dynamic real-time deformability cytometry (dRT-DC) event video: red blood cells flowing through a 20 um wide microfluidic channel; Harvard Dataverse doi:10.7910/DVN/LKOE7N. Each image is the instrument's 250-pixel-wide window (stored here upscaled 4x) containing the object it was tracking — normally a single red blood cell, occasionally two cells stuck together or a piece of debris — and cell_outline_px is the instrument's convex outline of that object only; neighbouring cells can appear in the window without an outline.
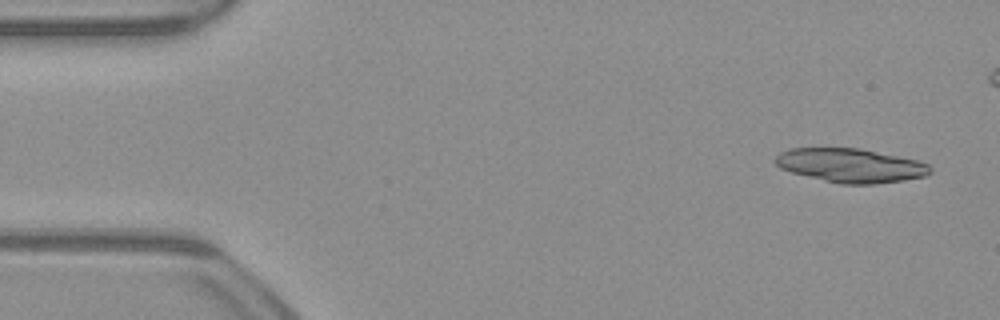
{"species": "common noctule bat (a hibernating species)", "species_latin": "Nyctalus noctula", "temperature_condition": "warm", "stored_images_in_passage": 53, "camera_frame_rate_fps": 3000, "um_per_image_px": 0.085, "animal": {"sex": "male", "body_mass_g": 23.1, "forearm_length_mm": 52.7}, "frame": {"image": 1, "passage_image": 3, "time_ms": 0.667, "image_size_px": [1000, 320], "cell_outline_px": [[932, 172], [924, 176], [904, 180], [872, 184], [840, 184], [792, 172], [780, 168], [772, 160], [780, 152], [792, 148], [860, 148], [916, 160], [928, 164], [932, 168]], "centroid_in_image_um": [72.29, 14.06], "position_along_channel_um": 12.7, "area_um2": 30.46}}
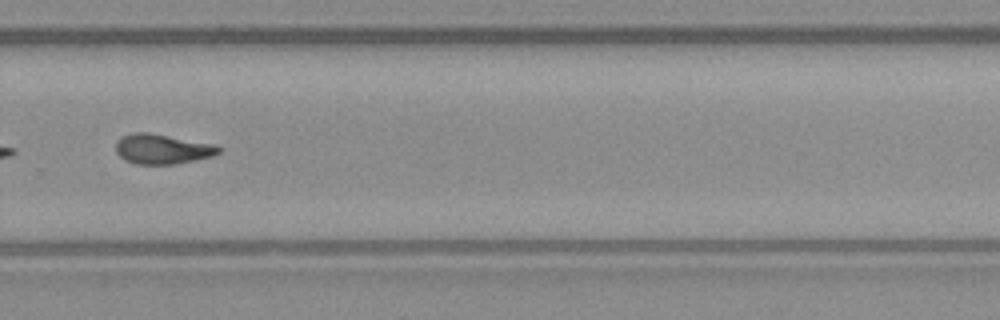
{"frame": {"image": 2, "passage_image": 35, "time_ms": 11.333, "image_size_px": [1000, 320], "cell_outline_px": [[224, 148], [220, 152], [212, 156], [176, 164], [136, 164], [124, 160], [116, 152], [116, 144], [124, 136], [132, 132], [148, 132], [216, 144]], "centroid_in_image_um": [13.84, 12.66], "position_along_channel_um": 316.0, "area_um2": 17.98}}
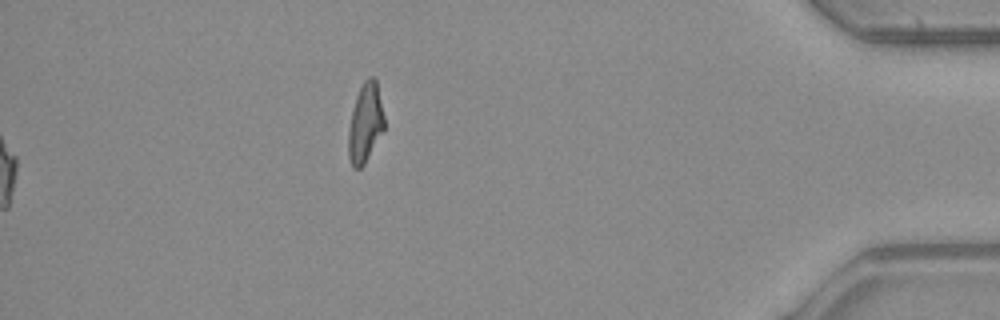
{"frame": {"image": 3, "passage_image": 53, "time_ms": 17.333, "image_size_px": [1000, 320], "cell_outline_px": [[384, 128], [364, 164], [360, 168], [352, 168], [348, 156], [348, 132], [352, 108], [356, 96], [364, 80], [368, 76], [372, 76], [376, 80], [384, 116]], "centroid_in_image_um": [31.03, 10.45], "position_along_channel_um": 404.2, "area_um2": 16.42}, "authors_computed_cell_mechanics": {"area_um2": 18.0336, "velocity_mm_per_s": 3.987, "shape_relaxation_time_tau1_ms": null, "shape_relaxation_time_tau2_ms": 6.1191, "deformation_change_tau1": null, "deformation_change_tau2": 0.1538}}